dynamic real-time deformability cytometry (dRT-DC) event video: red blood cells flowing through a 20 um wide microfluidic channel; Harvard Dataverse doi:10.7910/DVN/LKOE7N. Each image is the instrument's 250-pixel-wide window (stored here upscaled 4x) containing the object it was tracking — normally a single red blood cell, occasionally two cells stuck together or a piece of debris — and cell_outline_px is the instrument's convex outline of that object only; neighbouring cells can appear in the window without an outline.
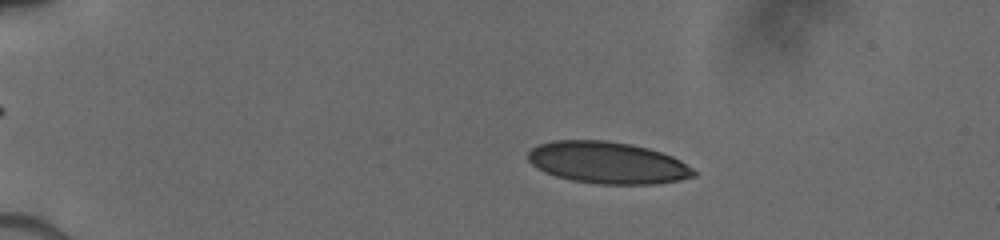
{"species": "human", "species_latin": "Homo sapiens", "temperature_condition": "cold", "stored_images_in_passage": 5, "camera_frame_rate_fps": 3000, "um_per_image_px": 0.085, "donor": {"sex": "male"}, "frame": {"image": 1, "passage_image": 3, "time_ms": 2.0, "image_size_px": [1000, 240], "cell_outline_px": [[696, 176], [680, 180], [656, 184], [596, 184], [572, 180], [556, 176], [544, 172], [532, 164], [528, 160], [528, 152], [536, 144], [552, 140], [604, 140], [632, 144], [648, 148], [672, 156], [680, 160], [692, 168], [696, 172]], "centroid_in_image_um": [51.63, 13.82], "position_along_channel_um": 33.4, "area_um2": 40.58}}